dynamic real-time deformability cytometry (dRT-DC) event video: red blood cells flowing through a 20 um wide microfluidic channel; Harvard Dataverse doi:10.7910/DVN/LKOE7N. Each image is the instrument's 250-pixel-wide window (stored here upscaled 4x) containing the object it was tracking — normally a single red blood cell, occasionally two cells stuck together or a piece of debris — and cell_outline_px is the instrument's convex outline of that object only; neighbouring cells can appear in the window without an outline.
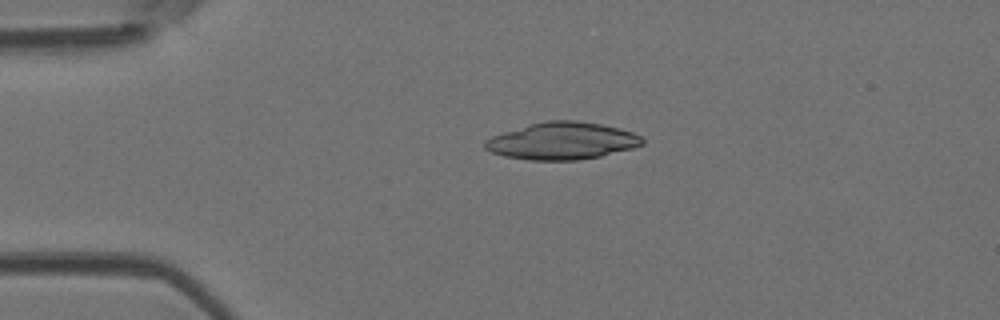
{"species": "Egyptian fruit bat (a non-hibernating species)", "species_latin": "Rousettus aegyptiacus", "temperature_condition": "room temperature", "stored_images_in_passage": 39, "camera_frame_rate_fps": 3000, "um_per_image_px": 0.085, "animal": {"sex": "female"}, "frame": {"image": 1, "passage_image": 1, "time_ms": 0.0, "image_size_px": [1000, 320], "cell_outline_px": [[644, 144], [632, 148], [600, 156], [580, 160], [528, 160], [504, 156], [492, 152], [484, 148], [484, 140], [492, 136], [528, 124], [548, 120], [576, 120], [600, 124], [632, 132], [640, 136], [644, 140]], "centroid_in_image_um": [47.75, 11.98], "position_along_channel_um": 37.2, "area_um2": 33.99}}